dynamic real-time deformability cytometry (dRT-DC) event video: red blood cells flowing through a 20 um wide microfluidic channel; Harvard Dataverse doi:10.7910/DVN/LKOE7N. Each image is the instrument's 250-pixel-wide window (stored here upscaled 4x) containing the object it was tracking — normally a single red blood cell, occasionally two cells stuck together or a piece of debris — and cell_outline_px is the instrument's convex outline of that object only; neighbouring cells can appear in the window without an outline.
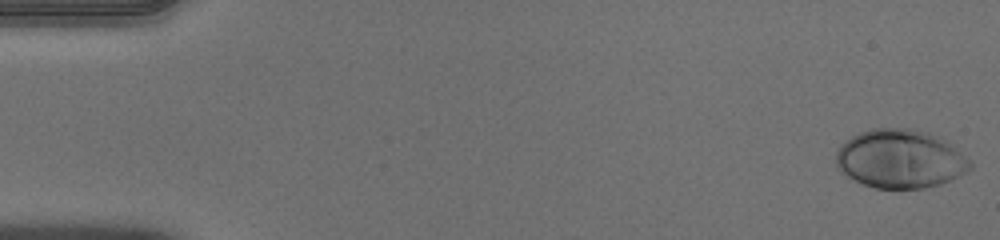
{"species": "human", "species_latin": "Homo sapiens", "temperature_condition": "warm", "stored_images_in_passage": 51, "camera_frame_rate_fps": 3000, "um_per_image_px": 0.085, "donor": {"sex": "male"}, "frame": {"image": 1, "passage_image": 1, "time_ms": 0.0, "image_size_px": [1000, 240], "cell_outline_px": [[972, 168], [948, 180], [924, 188], [876, 188], [864, 184], [840, 172], [836, 164], [836, 152], [852, 136], [860, 132], [872, 128], [904, 128], [928, 132], [948, 144], [968, 160], [972, 164]], "centroid_in_image_um": [76.45, 13.51], "position_along_channel_um": 8.5, "area_um2": 44.74}}
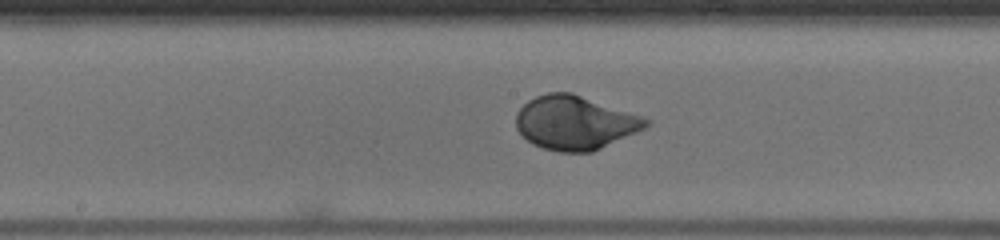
{"frame": {"image": 2, "passage_image": 27, "time_ms": 8.667, "image_size_px": [1000, 240], "cell_outline_px": [[652, 124], [636, 132], [592, 152], [560, 152], [544, 148], [532, 144], [516, 128], [516, 112], [528, 100], [536, 96], [548, 92], [572, 92], [652, 120]], "centroid_in_image_um": [48.86, 10.42], "position_along_channel_um": 199.3, "area_um2": 40.58}}
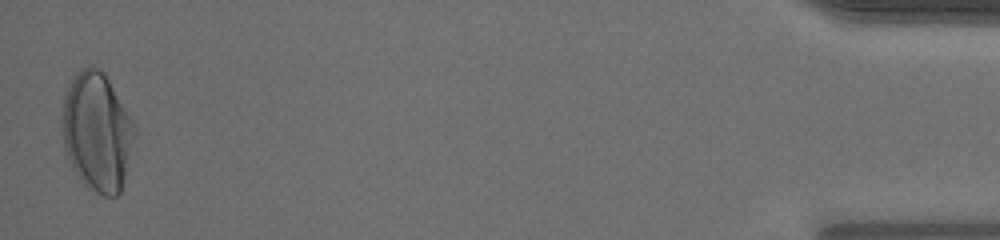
{"frame": {"image": 3, "passage_image": 51, "time_ms": 16.667, "image_size_px": [1000, 240], "cell_outline_px": [[136, 136], [124, 180], [120, 192], [116, 196], [104, 196], [88, 188], [84, 184], [76, 172], [68, 156], [64, 144], [60, 120], [60, 112], [68, 88], [72, 80], [84, 68], [100, 68], [104, 72], [136, 128]], "centroid_in_image_um": [8.25, 11.23], "position_along_channel_um": 426.9, "area_um2": 49.53}, "authors_computed_cell_mechanics": {"area_um2": 40.6334, "velocity_mm_per_s": 3.9492, "shape_relaxation_time_tau1_ms": 2.6121, "shape_relaxation_time_tau2_ms": null, "deformation_change_tau1": 0.1789, "deformation_change_tau2": null}}